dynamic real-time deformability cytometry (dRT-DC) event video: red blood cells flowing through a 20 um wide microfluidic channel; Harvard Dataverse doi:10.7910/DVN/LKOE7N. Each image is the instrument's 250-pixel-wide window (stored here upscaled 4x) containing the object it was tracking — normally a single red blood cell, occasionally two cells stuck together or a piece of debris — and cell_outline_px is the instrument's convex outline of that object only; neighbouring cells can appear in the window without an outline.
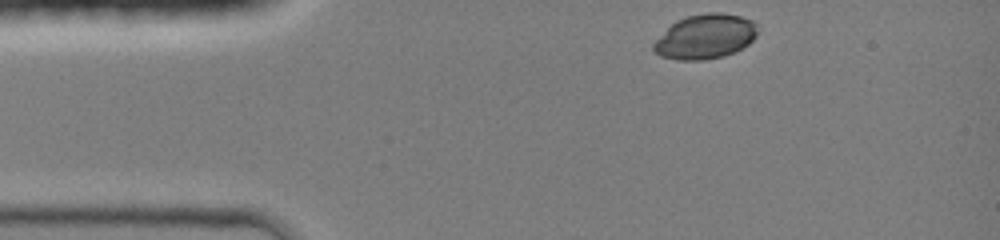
{"species": "common noctule bat (a hibernating species)", "species_latin": "Nyctalus noctula", "temperature_condition": "room temperature", "stored_images_in_passage": 33, "camera_frame_rate_fps": 3000, "um_per_image_px": 0.085, "animal": {"sex": "female", "body_mass_g": 19.0, "forearm_length_mm": 51.5}, "frame": {"image": 1, "passage_image": 1, "time_ms": 0.0, "image_size_px": [1000, 240], "cell_outline_px": [[756, 36], [748, 44], [724, 56], [704, 60], [676, 60], [660, 56], [652, 48], [652, 44], [676, 20], [688, 16], [708, 12], [720, 12], [740, 16], [752, 20], [756, 24]], "centroid_in_image_um": [59.93, 3.11], "position_along_channel_um": 25.1, "area_um2": 26.82}}
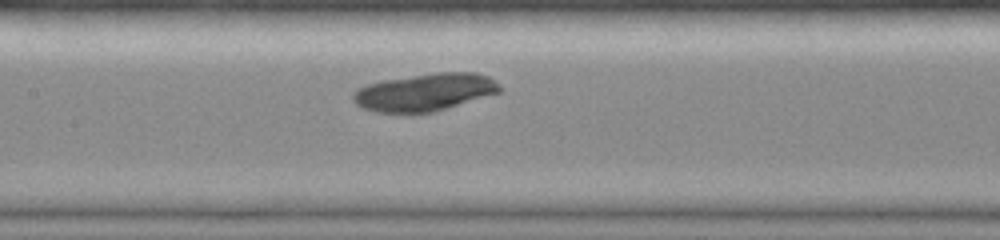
{"frame": {"image": 2, "passage_image": 15, "time_ms": 4.667, "image_size_px": [1000, 240], "cell_outline_px": [[500, 92], [432, 112], [376, 112], [364, 108], [356, 104], [352, 100], [352, 92], [356, 88], [368, 84], [384, 80], [436, 72], [476, 72], [488, 76], [500, 88]], "centroid_in_image_um": [36.06, 7.82], "position_along_channel_um": 171.3, "area_um2": 31.62}}
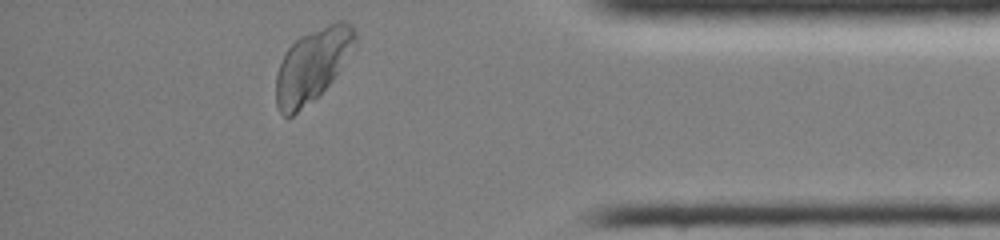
{"frame": {"image": 3, "passage_image": 33, "time_ms": 10.667, "image_size_px": [1000, 240], "cell_outline_px": [[356, 44], [332, 80], [312, 100], [288, 120], [280, 112], [276, 104], [276, 76], [284, 52], [300, 36], [336, 20], [344, 20], [356, 32]], "centroid_in_image_um": [26.52, 5.54], "position_along_channel_um": 408.7, "area_um2": 33.18}}